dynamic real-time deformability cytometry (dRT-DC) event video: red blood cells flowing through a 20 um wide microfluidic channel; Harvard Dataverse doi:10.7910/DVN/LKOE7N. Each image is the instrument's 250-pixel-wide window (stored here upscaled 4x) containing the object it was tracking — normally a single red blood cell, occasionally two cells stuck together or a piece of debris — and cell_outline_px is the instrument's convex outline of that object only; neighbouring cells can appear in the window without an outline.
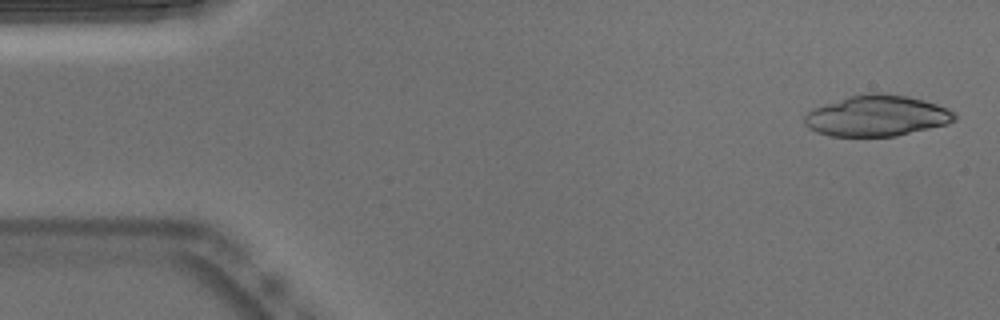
{"species": "Egyptian fruit bat (a non-hibernating species)", "species_latin": "Rousettus aegyptiacus", "temperature_condition": "warm", "stored_images_in_passage": 25, "camera_frame_rate_fps": 3000, "um_per_image_px": 0.085, "animal": {"sex": "male"}, "frame": {"image": 1, "passage_image": 2, "time_ms": 0.333, "image_size_px": [1000, 320], "cell_outline_px": [[956, 120], [948, 124], [896, 136], [832, 136], [816, 132], [808, 128], [804, 124], [804, 116], [812, 108], [848, 96], [868, 92], [884, 92], [908, 96], [924, 100], [948, 108], [956, 112]], "centroid_in_image_um": [74.54, 9.83], "position_along_channel_um": 10.5, "area_um2": 36.18}}